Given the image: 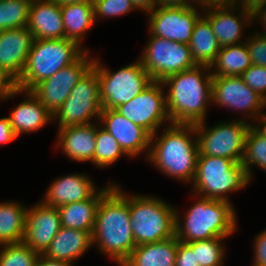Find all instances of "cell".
<instances>
[{
    "instance_id": "1",
    "label": "cell",
    "mask_w": 266,
    "mask_h": 266,
    "mask_svg": "<svg viewBox=\"0 0 266 266\" xmlns=\"http://www.w3.org/2000/svg\"><path fill=\"white\" fill-rule=\"evenodd\" d=\"M92 239L93 245L118 266L136 247L129 216V195L119 183H114L98 204Z\"/></svg>"
},
{
    "instance_id": "2",
    "label": "cell",
    "mask_w": 266,
    "mask_h": 266,
    "mask_svg": "<svg viewBox=\"0 0 266 266\" xmlns=\"http://www.w3.org/2000/svg\"><path fill=\"white\" fill-rule=\"evenodd\" d=\"M210 67L197 65L165 78L166 105L172 124H196L205 121L212 103Z\"/></svg>"
},
{
    "instance_id": "3",
    "label": "cell",
    "mask_w": 266,
    "mask_h": 266,
    "mask_svg": "<svg viewBox=\"0 0 266 266\" xmlns=\"http://www.w3.org/2000/svg\"><path fill=\"white\" fill-rule=\"evenodd\" d=\"M162 131L151 136L146 160L169 178L192 184L199 154L194 124L171 123Z\"/></svg>"
},
{
    "instance_id": "4",
    "label": "cell",
    "mask_w": 266,
    "mask_h": 266,
    "mask_svg": "<svg viewBox=\"0 0 266 266\" xmlns=\"http://www.w3.org/2000/svg\"><path fill=\"white\" fill-rule=\"evenodd\" d=\"M194 196L198 199L184 216L175 210V236L180 242L229 237L238 229L236 210L231 202Z\"/></svg>"
},
{
    "instance_id": "5",
    "label": "cell",
    "mask_w": 266,
    "mask_h": 266,
    "mask_svg": "<svg viewBox=\"0 0 266 266\" xmlns=\"http://www.w3.org/2000/svg\"><path fill=\"white\" fill-rule=\"evenodd\" d=\"M87 49L69 39H34L17 88L31 91L60 69L75 62Z\"/></svg>"
},
{
    "instance_id": "6",
    "label": "cell",
    "mask_w": 266,
    "mask_h": 266,
    "mask_svg": "<svg viewBox=\"0 0 266 266\" xmlns=\"http://www.w3.org/2000/svg\"><path fill=\"white\" fill-rule=\"evenodd\" d=\"M251 183L241 163L223 157L198 155L192 194L230 202L229 193Z\"/></svg>"
},
{
    "instance_id": "7",
    "label": "cell",
    "mask_w": 266,
    "mask_h": 266,
    "mask_svg": "<svg viewBox=\"0 0 266 266\" xmlns=\"http://www.w3.org/2000/svg\"><path fill=\"white\" fill-rule=\"evenodd\" d=\"M175 210L155 196L129 195V216L136 246L174 237Z\"/></svg>"
},
{
    "instance_id": "8",
    "label": "cell",
    "mask_w": 266,
    "mask_h": 266,
    "mask_svg": "<svg viewBox=\"0 0 266 266\" xmlns=\"http://www.w3.org/2000/svg\"><path fill=\"white\" fill-rule=\"evenodd\" d=\"M92 68L98 74L103 109H115L131 101L153 82L140 59L113 72L94 57Z\"/></svg>"
},
{
    "instance_id": "9",
    "label": "cell",
    "mask_w": 266,
    "mask_h": 266,
    "mask_svg": "<svg viewBox=\"0 0 266 266\" xmlns=\"http://www.w3.org/2000/svg\"><path fill=\"white\" fill-rule=\"evenodd\" d=\"M251 125L243 117L228 122L220 121L208 128L205 121L194 124L198 155L223 157L241 163L246 134Z\"/></svg>"
},
{
    "instance_id": "10",
    "label": "cell",
    "mask_w": 266,
    "mask_h": 266,
    "mask_svg": "<svg viewBox=\"0 0 266 266\" xmlns=\"http://www.w3.org/2000/svg\"><path fill=\"white\" fill-rule=\"evenodd\" d=\"M102 109L98 74L91 67L53 115V121H58V129L87 125L94 123L92 118L99 120Z\"/></svg>"
},
{
    "instance_id": "11",
    "label": "cell",
    "mask_w": 266,
    "mask_h": 266,
    "mask_svg": "<svg viewBox=\"0 0 266 266\" xmlns=\"http://www.w3.org/2000/svg\"><path fill=\"white\" fill-rule=\"evenodd\" d=\"M148 39L139 59L153 81L162 82L170 75L197 66L188 44L151 34Z\"/></svg>"
},
{
    "instance_id": "12",
    "label": "cell",
    "mask_w": 266,
    "mask_h": 266,
    "mask_svg": "<svg viewBox=\"0 0 266 266\" xmlns=\"http://www.w3.org/2000/svg\"><path fill=\"white\" fill-rule=\"evenodd\" d=\"M164 88L162 82L153 81L139 95L131 101L121 104L115 110L144 128L152 136L159 132L163 124H171Z\"/></svg>"
},
{
    "instance_id": "13",
    "label": "cell",
    "mask_w": 266,
    "mask_h": 266,
    "mask_svg": "<svg viewBox=\"0 0 266 266\" xmlns=\"http://www.w3.org/2000/svg\"><path fill=\"white\" fill-rule=\"evenodd\" d=\"M212 103L242 112L245 121L252 124L266 109V101L252 90L240 76L212 78ZM246 117V118H245ZM250 119V120H249Z\"/></svg>"
},
{
    "instance_id": "14",
    "label": "cell",
    "mask_w": 266,
    "mask_h": 266,
    "mask_svg": "<svg viewBox=\"0 0 266 266\" xmlns=\"http://www.w3.org/2000/svg\"><path fill=\"white\" fill-rule=\"evenodd\" d=\"M85 51L75 62L60 69L48 79L38 83L31 92L54 115L77 82L92 67L94 57Z\"/></svg>"
},
{
    "instance_id": "15",
    "label": "cell",
    "mask_w": 266,
    "mask_h": 266,
    "mask_svg": "<svg viewBox=\"0 0 266 266\" xmlns=\"http://www.w3.org/2000/svg\"><path fill=\"white\" fill-rule=\"evenodd\" d=\"M194 6L158 5L149 15V34L170 41L189 44L195 22L203 14Z\"/></svg>"
},
{
    "instance_id": "16",
    "label": "cell",
    "mask_w": 266,
    "mask_h": 266,
    "mask_svg": "<svg viewBox=\"0 0 266 266\" xmlns=\"http://www.w3.org/2000/svg\"><path fill=\"white\" fill-rule=\"evenodd\" d=\"M200 10H203L202 15L210 22L221 47L245 42L243 30L253 23L251 12L235 4L212 5Z\"/></svg>"
},
{
    "instance_id": "17",
    "label": "cell",
    "mask_w": 266,
    "mask_h": 266,
    "mask_svg": "<svg viewBox=\"0 0 266 266\" xmlns=\"http://www.w3.org/2000/svg\"><path fill=\"white\" fill-rule=\"evenodd\" d=\"M57 207L38 204L27 208L22 242L32 250L43 254L61 228Z\"/></svg>"
},
{
    "instance_id": "18",
    "label": "cell",
    "mask_w": 266,
    "mask_h": 266,
    "mask_svg": "<svg viewBox=\"0 0 266 266\" xmlns=\"http://www.w3.org/2000/svg\"><path fill=\"white\" fill-rule=\"evenodd\" d=\"M98 122L117 140L129 157L134 158L147 152L145 157L147 159L151 135L144 128L136 125L115 109H102Z\"/></svg>"
},
{
    "instance_id": "19",
    "label": "cell",
    "mask_w": 266,
    "mask_h": 266,
    "mask_svg": "<svg viewBox=\"0 0 266 266\" xmlns=\"http://www.w3.org/2000/svg\"><path fill=\"white\" fill-rule=\"evenodd\" d=\"M33 42L34 37L27 27L0 31V68L17 80Z\"/></svg>"
},
{
    "instance_id": "20",
    "label": "cell",
    "mask_w": 266,
    "mask_h": 266,
    "mask_svg": "<svg viewBox=\"0 0 266 266\" xmlns=\"http://www.w3.org/2000/svg\"><path fill=\"white\" fill-rule=\"evenodd\" d=\"M87 174H69L58 177L45 191L41 200L45 205L60 207L65 204L80 202L92 198L100 189H96Z\"/></svg>"
},
{
    "instance_id": "21",
    "label": "cell",
    "mask_w": 266,
    "mask_h": 266,
    "mask_svg": "<svg viewBox=\"0 0 266 266\" xmlns=\"http://www.w3.org/2000/svg\"><path fill=\"white\" fill-rule=\"evenodd\" d=\"M97 125V122H94L58 129L57 147L73 161H90L94 165Z\"/></svg>"
},
{
    "instance_id": "22",
    "label": "cell",
    "mask_w": 266,
    "mask_h": 266,
    "mask_svg": "<svg viewBox=\"0 0 266 266\" xmlns=\"http://www.w3.org/2000/svg\"><path fill=\"white\" fill-rule=\"evenodd\" d=\"M27 28L34 39H63L61 5L51 0H32Z\"/></svg>"
},
{
    "instance_id": "23",
    "label": "cell",
    "mask_w": 266,
    "mask_h": 266,
    "mask_svg": "<svg viewBox=\"0 0 266 266\" xmlns=\"http://www.w3.org/2000/svg\"><path fill=\"white\" fill-rule=\"evenodd\" d=\"M25 98L8 116L11 127L19 137L22 134L33 133L49 122H53V115L29 90H23Z\"/></svg>"
},
{
    "instance_id": "24",
    "label": "cell",
    "mask_w": 266,
    "mask_h": 266,
    "mask_svg": "<svg viewBox=\"0 0 266 266\" xmlns=\"http://www.w3.org/2000/svg\"><path fill=\"white\" fill-rule=\"evenodd\" d=\"M92 246L91 232L61 227L43 255L72 265L75 260L88 252Z\"/></svg>"
},
{
    "instance_id": "25",
    "label": "cell",
    "mask_w": 266,
    "mask_h": 266,
    "mask_svg": "<svg viewBox=\"0 0 266 266\" xmlns=\"http://www.w3.org/2000/svg\"><path fill=\"white\" fill-rule=\"evenodd\" d=\"M113 185L114 183L107 184L90 199L58 207L61 226L92 233L98 204Z\"/></svg>"
},
{
    "instance_id": "26",
    "label": "cell",
    "mask_w": 266,
    "mask_h": 266,
    "mask_svg": "<svg viewBox=\"0 0 266 266\" xmlns=\"http://www.w3.org/2000/svg\"><path fill=\"white\" fill-rule=\"evenodd\" d=\"M176 236L150 244L137 245L121 266H175Z\"/></svg>"
},
{
    "instance_id": "27",
    "label": "cell",
    "mask_w": 266,
    "mask_h": 266,
    "mask_svg": "<svg viewBox=\"0 0 266 266\" xmlns=\"http://www.w3.org/2000/svg\"><path fill=\"white\" fill-rule=\"evenodd\" d=\"M65 38L76 42L80 47L89 29L94 27L93 5L85 3H68L61 5Z\"/></svg>"
},
{
    "instance_id": "28",
    "label": "cell",
    "mask_w": 266,
    "mask_h": 266,
    "mask_svg": "<svg viewBox=\"0 0 266 266\" xmlns=\"http://www.w3.org/2000/svg\"><path fill=\"white\" fill-rule=\"evenodd\" d=\"M189 48L197 65L209 66L215 61L221 46L215 36L210 22L201 15L195 22Z\"/></svg>"
},
{
    "instance_id": "29",
    "label": "cell",
    "mask_w": 266,
    "mask_h": 266,
    "mask_svg": "<svg viewBox=\"0 0 266 266\" xmlns=\"http://www.w3.org/2000/svg\"><path fill=\"white\" fill-rule=\"evenodd\" d=\"M252 65L246 42L221 47L210 65L213 77L241 76Z\"/></svg>"
},
{
    "instance_id": "30",
    "label": "cell",
    "mask_w": 266,
    "mask_h": 266,
    "mask_svg": "<svg viewBox=\"0 0 266 266\" xmlns=\"http://www.w3.org/2000/svg\"><path fill=\"white\" fill-rule=\"evenodd\" d=\"M26 211L27 207L18 201L0 203V245L22 242Z\"/></svg>"
},
{
    "instance_id": "31",
    "label": "cell",
    "mask_w": 266,
    "mask_h": 266,
    "mask_svg": "<svg viewBox=\"0 0 266 266\" xmlns=\"http://www.w3.org/2000/svg\"><path fill=\"white\" fill-rule=\"evenodd\" d=\"M241 164L249 181L254 175L252 173L253 166L266 172V137L261 135L252 125L246 134Z\"/></svg>"
},
{
    "instance_id": "32",
    "label": "cell",
    "mask_w": 266,
    "mask_h": 266,
    "mask_svg": "<svg viewBox=\"0 0 266 266\" xmlns=\"http://www.w3.org/2000/svg\"><path fill=\"white\" fill-rule=\"evenodd\" d=\"M94 165L106 168L115 164L121 156H129L123 151L117 140L101 125H97Z\"/></svg>"
},
{
    "instance_id": "33",
    "label": "cell",
    "mask_w": 266,
    "mask_h": 266,
    "mask_svg": "<svg viewBox=\"0 0 266 266\" xmlns=\"http://www.w3.org/2000/svg\"><path fill=\"white\" fill-rule=\"evenodd\" d=\"M32 0H0V31L27 27Z\"/></svg>"
},
{
    "instance_id": "34",
    "label": "cell",
    "mask_w": 266,
    "mask_h": 266,
    "mask_svg": "<svg viewBox=\"0 0 266 266\" xmlns=\"http://www.w3.org/2000/svg\"><path fill=\"white\" fill-rule=\"evenodd\" d=\"M225 238L227 237H216L187 244L196 252L200 266H224L226 246L223 239Z\"/></svg>"
},
{
    "instance_id": "35",
    "label": "cell",
    "mask_w": 266,
    "mask_h": 266,
    "mask_svg": "<svg viewBox=\"0 0 266 266\" xmlns=\"http://www.w3.org/2000/svg\"><path fill=\"white\" fill-rule=\"evenodd\" d=\"M0 246V266H35L40 255L23 242Z\"/></svg>"
},
{
    "instance_id": "36",
    "label": "cell",
    "mask_w": 266,
    "mask_h": 266,
    "mask_svg": "<svg viewBox=\"0 0 266 266\" xmlns=\"http://www.w3.org/2000/svg\"><path fill=\"white\" fill-rule=\"evenodd\" d=\"M95 22L105 17H120L135 10L131 0H95L93 4Z\"/></svg>"
},
{
    "instance_id": "37",
    "label": "cell",
    "mask_w": 266,
    "mask_h": 266,
    "mask_svg": "<svg viewBox=\"0 0 266 266\" xmlns=\"http://www.w3.org/2000/svg\"><path fill=\"white\" fill-rule=\"evenodd\" d=\"M240 77L266 101V67L252 64Z\"/></svg>"
},
{
    "instance_id": "38",
    "label": "cell",
    "mask_w": 266,
    "mask_h": 266,
    "mask_svg": "<svg viewBox=\"0 0 266 266\" xmlns=\"http://www.w3.org/2000/svg\"><path fill=\"white\" fill-rule=\"evenodd\" d=\"M245 42L252 64L266 67V35L257 33L256 30L246 38Z\"/></svg>"
},
{
    "instance_id": "39",
    "label": "cell",
    "mask_w": 266,
    "mask_h": 266,
    "mask_svg": "<svg viewBox=\"0 0 266 266\" xmlns=\"http://www.w3.org/2000/svg\"><path fill=\"white\" fill-rule=\"evenodd\" d=\"M19 94H23V90L17 88L16 79L0 68V101L15 98Z\"/></svg>"
},
{
    "instance_id": "40",
    "label": "cell",
    "mask_w": 266,
    "mask_h": 266,
    "mask_svg": "<svg viewBox=\"0 0 266 266\" xmlns=\"http://www.w3.org/2000/svg\"><path fill=\"white\" fill-rule=\"evenodd\" d=\"M175 266H200L197 262L196 252L184 242H178Z\"/></svg>"
},
{
    "instance_id": "41",
    "label": "cell",
    "mask_w": 266,
    "mask_h": 266,
    "mask_svg": "<svg viewBox=\"0 0 266 266\" xmlns=\"http://www.w3.org/2000/svg\"><path fill=\"white\" fill-rule=\"evenodd\" d=\"M254 258L252 266H266V229L253 240Z\"/></svg>"
},
{
    "instance_id": "42",
    "label": "cell",
    "mask_w": 266,
    "mask_h": 266,
    "mask_svg": "<svg viewBox=\"0 0 266 266\" xmlns=\"http://www.w3.org/2000/svg\"><path fill=\"white\" fill-rule=\"evenodd\" d=\"M18 137L14 133L9 118H0V145L10 143L17 139Z\"/></svg>"
},
{
    "instance_id": "43",
    "label": "cell",
    "mask_w": 266,
    "mask_h": 266,
    "mask_svg": "<svg viewBox=\"0 0 266 266\" xmlns=\"http://www.w3.org/2000/svg\"><path fill=\"white\" fill-rule=\"evenodd\" d=\"M233 4L254 14L260 8L266 7V0H234Z\"/></svg>"
},
{
    "instance_id": "44",
    "label": "cell",
    "mask_w": 266,
    "mask_h": 266,
    "mask_svg": "<svg viewBox=\"0 0 266 266\" xmlns=\"http://www.w3.org/2000/svg\"><path fill=\"white\" fill-rule=\"evenodd\" d=\"M131 2L136 10H141L146 14L158 6V0H131Z\"/></svg>"
},
{
    "instance_id": "45",
    "label": "cell",
    "mask_w": 266,
    "mask_h": 266,
    "mask_svg": "<svg viewBox=\"0 0 266 266\" xmlns=\"http://www.w3.org/2000/svg\"><path fill=\"white\" fill-rule=\"evenodd\" d=\"M35 266H73L70 263L47 258L43 254H40L37 258Z\"/></svg>"
},
{
    "instance_id": "46",
    "label": "cell",
    "mask_w": 266,
    "mask_h": 266,
    "mask_svg": "<svg viewBox=\"0 0 266 266\" xmlns=\"http://www.w3.org/2000/svg\"><path fill=\"white\" fill-rule=\"evenodd\" d=\"M158 5L188 7V6L197 5V0H158Z\"/></svg>"
},
{
    "instance_id": "47",
    "label": "cell",
    "mask_w": 266,
    "mask_h": 266,
    "mask_svg": "<svg viewBox=\"0 0 266 266\" xmlns=\"http://www.w3.org/2000/svg\"><path fill=\"white\" fill-rule=\"evenodd\" d=\"M259 22V24H262L261 27H263V31H257V33L266 35V7L260 8L253 14V22Z\"/></svg>"
},
{
    "instance_id": "48",
    "label": "cell",
    "mask_w": 266,
    "mask_h": 266,
    "mask_svg": "<svg viewBox=\"0 0 266 266\" xmlns=\"http://www.w3.org/2000/svg\"><path fill=\"white\" fill-rule=\"evenodd\" d=\"M252 123V126L264 137H266V112H262ZM258 123V125H257Z\"/></svg>"
},
{
    "instance_id": "49",
    "label": "cell",
    "mask_w": 266,
    "mask_h": 266,
    "mask_svg": "<svg viewBox=\"0 0 266 266\" xmlns=\"http://www.w3.org/2000/svg\"><path fill=\"white\" fill-rule=\"evenodd\" d=\"M234 0H197V6L203 8L212 5L233 4Z\"/></svg>"
},
{
    "instance_id": "50",
    "label": "cell",
    "mask_w": 266,
    "mask_h": 266,
    "mask_svg": "<svg viewBox=\"0 0 266 266\" xmlns=\"http://www.w3.org/2000/svg\"><path fill=\"white\" fill-rule=\"evenodd\" d=\"M58 5L68 4V3H85L93 5L95 0H51Z\"/></svg>"
}]
</instances>
